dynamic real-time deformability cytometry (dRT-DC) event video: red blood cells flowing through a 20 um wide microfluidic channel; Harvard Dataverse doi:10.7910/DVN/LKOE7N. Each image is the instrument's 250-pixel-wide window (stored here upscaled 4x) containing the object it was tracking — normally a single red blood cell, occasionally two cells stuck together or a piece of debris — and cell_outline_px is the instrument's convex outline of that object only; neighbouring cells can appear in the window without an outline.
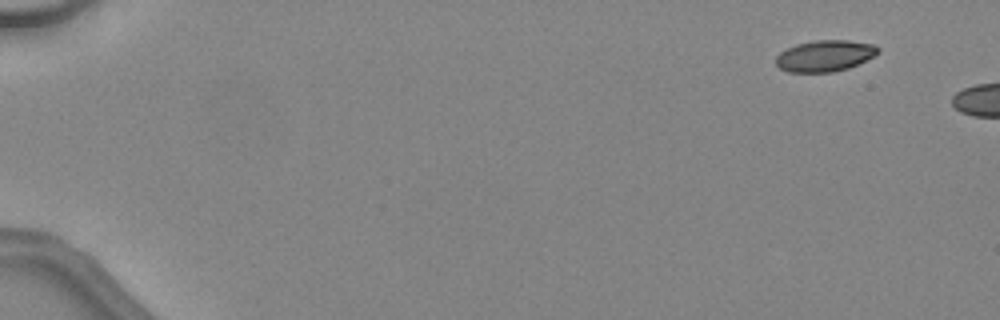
{"species": "common noctule bat (a hibernating species)", "species_latin": "Nyctalus noctula", "temperature_condition": "warm", "stored_images_in_passage": 4, "camera_frame_rate_fps": 3000, "um_per_image_px": 0.085, "animal": {"sex": "female", "body_mass_g": 24.6, "forearm_length_mm": 56.2}, "frame": {"image": 1, "passage_image": 1, "time_ms": 0.0, "image_size_px": [1000, 320], "cell_outline_px": [[880, 52], [848, 68], [832, 72], [788, 72], [780, 68], [776, 64], [776, 56], [780, 52], [796, 44], [816, 40], [848, 40], [872, 44], [880, 48]], "centroid_in_image_um": [70.09, 4.74], "position_along_channel_um": 14.9, "area_um2": 18.44}}